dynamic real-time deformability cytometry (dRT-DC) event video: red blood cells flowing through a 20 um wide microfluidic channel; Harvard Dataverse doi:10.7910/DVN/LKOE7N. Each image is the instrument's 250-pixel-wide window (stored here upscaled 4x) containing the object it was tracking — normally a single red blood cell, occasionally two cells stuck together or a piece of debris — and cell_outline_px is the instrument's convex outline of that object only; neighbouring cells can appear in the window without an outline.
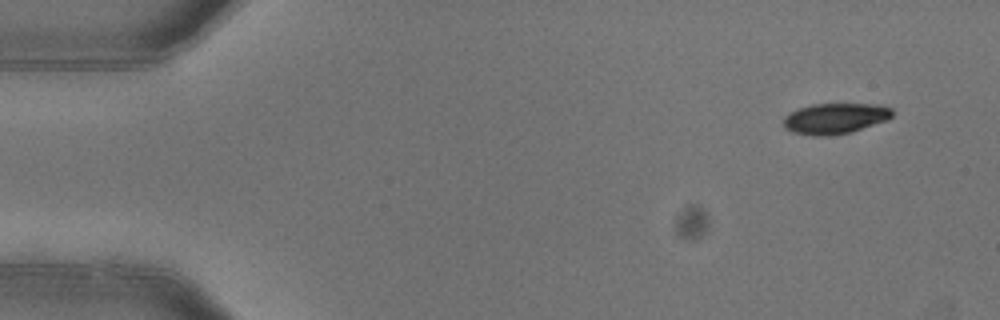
{"species": "common noctule bat (a hibernating species)", "species_latin": "Nyctalus noctula", "temperature_condition": "warm", "stored_images_in_passage": 5, "camera_frame_rate_fps": 3000, "um_per_image_px": 0.085, "animal": {"sex": "female"}, "frame": {"image": 1, "passage_image": 1, "time_ms": 0.0, "image_size_px": [1000, 320], "cell_outline_px": [[892, 116], [888, 120], [848, 132], [828, 136], [812, 136], [792, 132], [784, 128], [784, 116], [788, 112], [812, 104], [880, 104], [892, 108]], "centroid_in_image_um": [70.96, 10.06], "position_along_channel_um": 14.0, "area_um2": 19.48}}
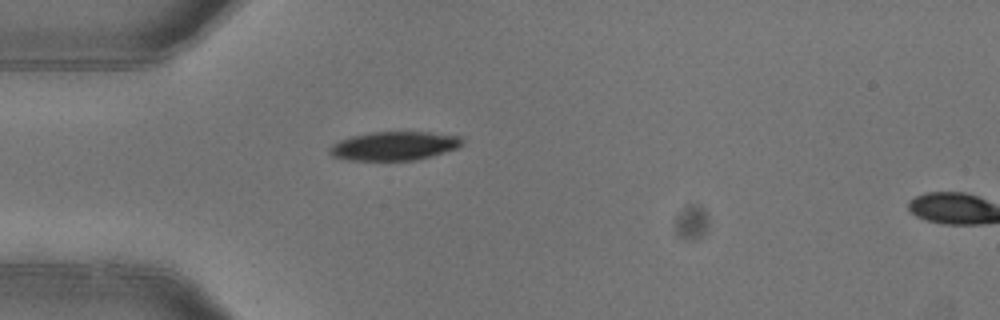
{"frame": {"image": 2, "passage_image": 4, "time_ms": 1.0, "image_size_px": [1000, 320], "cell_outline_px": [[464, 144], [460, 148], [432, 156], [412, 160], [348, 160], [332, 156], [328, 152], [328, 148], [332, 144], [340, 140], [352, 136], [372, 132], [428, 132], [460, 136], [464, 140]], "centroid_in_image_um": [33.54, 12.4], "position_along_channel_um": 51.5, "area_um2": 22.37}}